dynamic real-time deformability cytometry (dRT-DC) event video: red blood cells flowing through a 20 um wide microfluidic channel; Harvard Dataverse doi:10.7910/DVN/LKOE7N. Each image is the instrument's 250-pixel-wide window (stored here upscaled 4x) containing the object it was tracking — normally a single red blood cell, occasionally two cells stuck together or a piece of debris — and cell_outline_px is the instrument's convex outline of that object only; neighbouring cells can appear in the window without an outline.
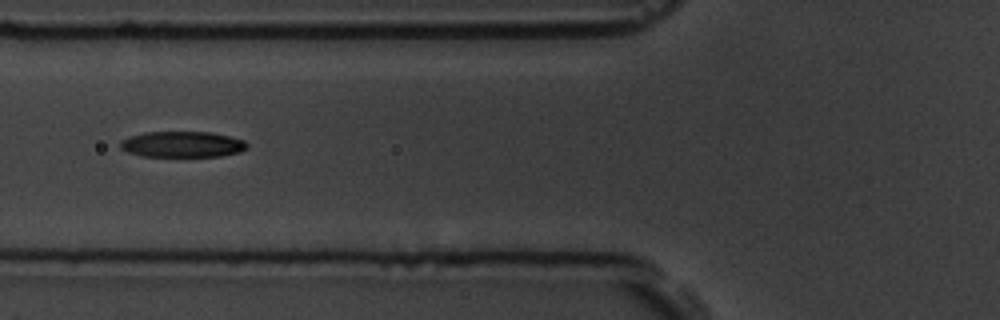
{"species": "common noctule bat (a hibernating species)", "species_latin": "Nyctalus noctula", "temperature_condition": "room temperature", "stored_images_in_passage": 9, "camera_frame_rate_fps": 3000, "um_per_image_px": 0.085, "animal": {"sex": "male", "body_mass_g": 19.5, "forearm_length_mm": 54.6}, "frame": {"image": 1, "passage_image": 6, "time_ms": 5.667, "image_size_px": [1000, 320], "cell_outline_px": [[248, 148], [240, 152], [220, 156], [140, 156], [128, 152], [120, 148], [120, 140], [144, 132], [212, 132], [244, 140], [248, 144]], "centroid_in_image_um": [15.51, 12.27], "position_along_channel_um": 110.3, "area_um2": 19.13}}
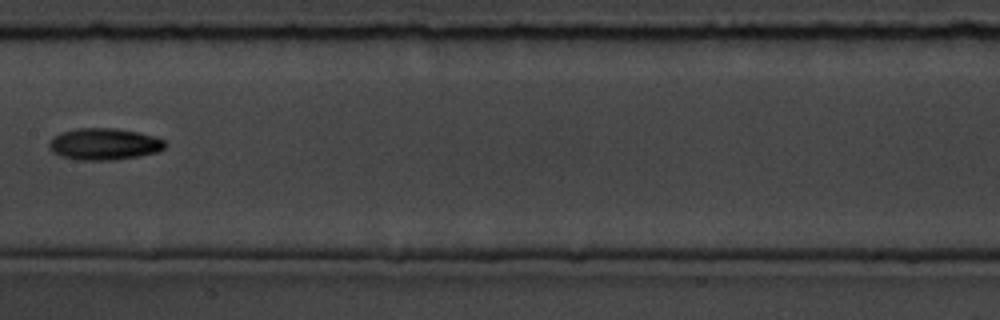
{"frame": {"image": 2, "passage_image": 8, "time_ms": 8.0, "image_size_px": [1000, 320], "cell_outline_px": [[168, 144], [164, 148], [156, 152], [116, 160], [76, 160], [60, 156], [52, 152], [48, 144], [52, 136], [60, 132], [80, 128], [116, 128], [136, 132], [152, 136], [164, 140]], "centroid_in_image_um": [8.81, 12.25], "position_along_channel_um": 198.6, "area_um2": 21.44}}
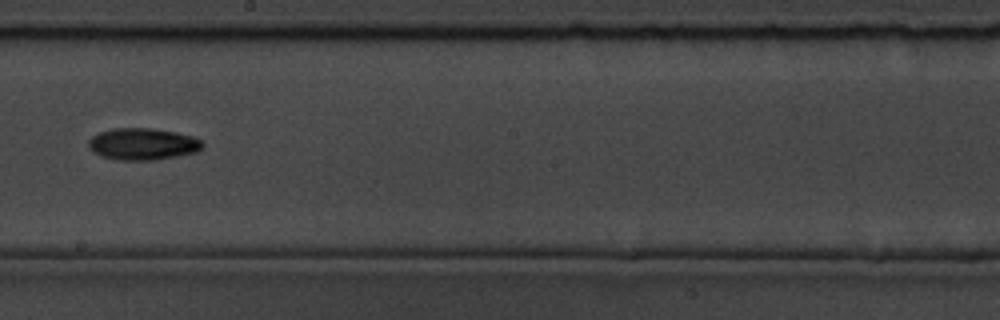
{"frame": {"image": 3, "passage_image": 9, "time_ms": 9.0, "image_size_px": [1000, 320], "cell_outline_px": [[204, 144], [196, 152], [156, 160], [116, 160], [100, 156], [92, 152], [88, 148], [88, 140], [92, 136], [100, 132], [112, 128], [148, 128], [176, 132], [192, 136], [200, 140]], "centroid_in_image_um": [12.08, 12.25], "position_along_channel_um": 236.1, "area_um2": 21.21}}